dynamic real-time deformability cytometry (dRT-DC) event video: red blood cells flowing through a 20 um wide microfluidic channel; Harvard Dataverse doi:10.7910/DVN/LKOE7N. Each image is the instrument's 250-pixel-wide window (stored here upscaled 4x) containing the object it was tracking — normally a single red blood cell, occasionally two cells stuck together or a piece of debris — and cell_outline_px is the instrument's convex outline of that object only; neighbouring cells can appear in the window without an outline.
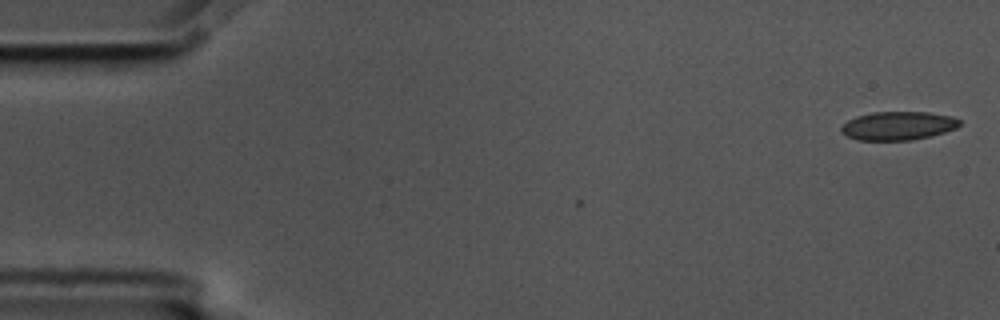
{"species": "common noctule bat (a hibernating species)", "species_latin": "Nyctalus noctula", "temperature_condition": "cold", "stored_images_in_passage": 3, "camera_frame_rate_fps": 3000, "um_per_image_px": 0.085, "animal": {"sex": "male", "body_mass_g": 17.5, "forearm_length_mm": 52.3}, "frame": {"image": 1, "passage_image": 1, "time_ms": 0.0, "image_size_px": [1000, 320], "cell_outline_px": [[960, 124], [956, 128], [944, 132], [912, 140], [856, 140], [840, 132], [840, 128], [848, 120], [856, 116], [872, 112], [928, 112], [952, 116], [960, 120]], "centroid_in_image_um": [76.32, 10.68], "position_along_channel_um": 8.7, "area_um2": 19.65}}